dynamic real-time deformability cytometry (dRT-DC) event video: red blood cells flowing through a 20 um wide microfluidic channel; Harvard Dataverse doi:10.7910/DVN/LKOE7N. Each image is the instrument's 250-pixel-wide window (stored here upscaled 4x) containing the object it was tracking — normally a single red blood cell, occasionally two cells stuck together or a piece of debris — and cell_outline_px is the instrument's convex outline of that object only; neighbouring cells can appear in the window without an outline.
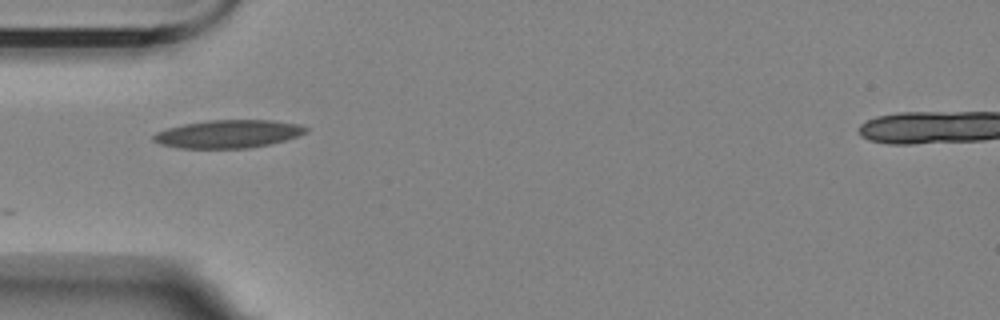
{"species": "Egyptian fruit bat (a non-hibernating species)", "species_latin": "Rousettus aegyptiacus", "temperature_condition": "room temperature", "stored_images_in_passage": 1, "camera_frame_rate_fps": 3000, "um_per_image_px": 0.085, "animal": {"sex": "female"}, "frame": {"image": 1, "passage_image": 1, "time_ms": 0.0, "image_size_px": [1000, 320], "cell_outline_px": [[308, 132], [284, 140], [268, 144], [248, 148], [180, 148], [160, 144], [152, 140], [152, 136], [156, 132], [168, 128], [184, 124], [208, 120], [272, 120], [300, 124], [308, 128]], "centroid_in_image_um": [19.39, 11.38], "position_along_channel_um": 65.6, "area_um2": 24.8}}